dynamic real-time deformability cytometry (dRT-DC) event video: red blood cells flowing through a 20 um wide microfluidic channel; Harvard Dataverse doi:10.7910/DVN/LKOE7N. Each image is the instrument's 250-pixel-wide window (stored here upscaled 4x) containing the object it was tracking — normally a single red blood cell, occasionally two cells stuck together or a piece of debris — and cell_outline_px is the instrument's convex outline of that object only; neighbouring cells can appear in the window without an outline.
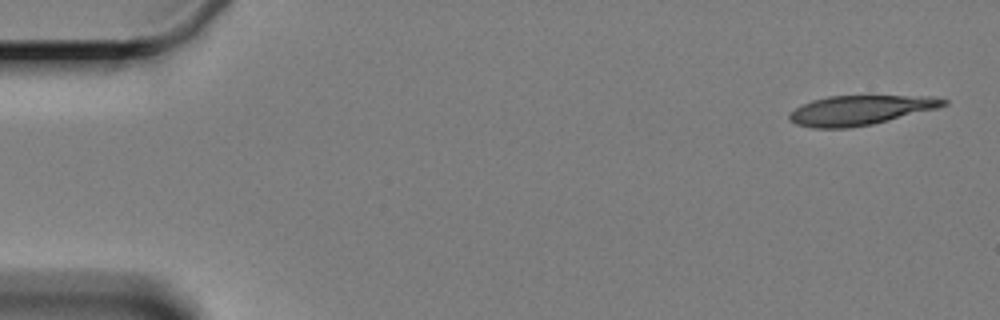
{"species": "Egyptian fruit bat (a non-hibernating species)", "species_latin": "Rousettus aegyptiacus", "temperature_condition": "cold", "stored_images_in_passage": 5, "camera_frame_rate_fps": 3000, "um_per_image_px": 0.085, "animal": {"sex": "female"}, "frame": {"image": 1, "passage_image": 1, "time_ms": 0.0, "image_size_px": [1000, 320], "cell_outline_px": [[948, 104], [936, 108], [872, 124], [848, 128], [812, 128], [796, 124], [788, 120], [788, 112], [812, 100], [828, 96], [932, 96], [948, 100]], "centroid_in_image_um": [73.07, 9.37], "position_along_channel_um": 11.9, "area_um2": 26.41}}
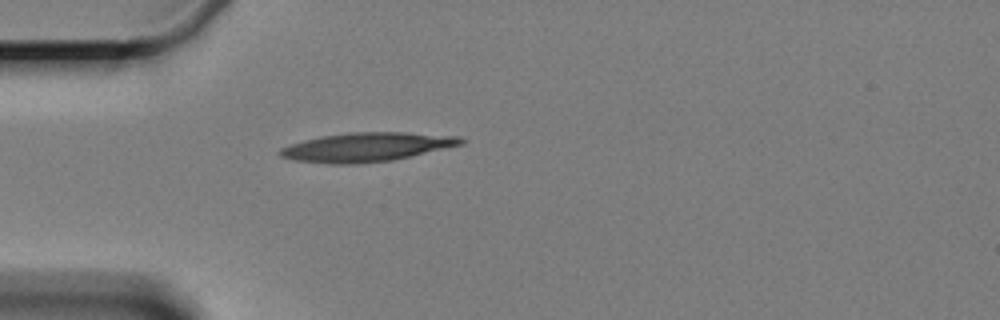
{"frame": {"image": 2, "passage_image": 5, "time_ms": 4.667, "image_size_px": [1000, 320], "cell_outline_px": [[464, 144], [392, 160], [360, 164], [332, 164], [296, 160], [280, 156], [280, 148], [304, 140], [320, 136], [348, 132], [404, 132], [460, 136], [464, 140]], "centroid_in_image_um": [31.19, 12.49], "position_along_channel_um": 53.8, "area_um2": 30.46}}